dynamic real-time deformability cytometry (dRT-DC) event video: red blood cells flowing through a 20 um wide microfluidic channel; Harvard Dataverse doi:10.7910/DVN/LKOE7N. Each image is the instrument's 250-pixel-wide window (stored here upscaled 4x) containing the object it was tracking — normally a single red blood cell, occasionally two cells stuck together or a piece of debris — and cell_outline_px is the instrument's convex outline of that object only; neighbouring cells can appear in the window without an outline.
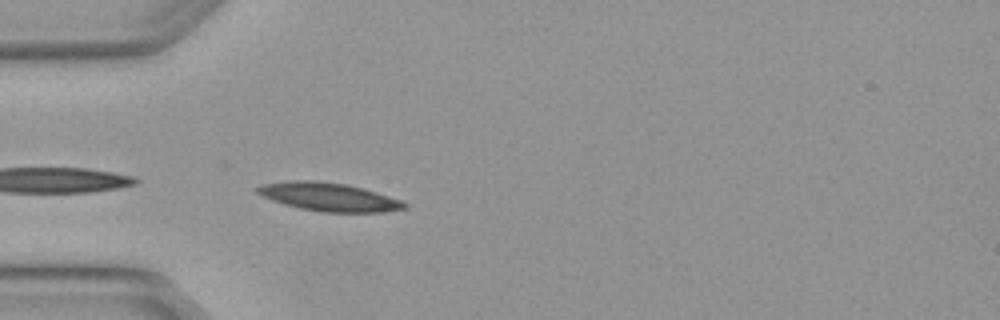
{"species": "Egyptian fruit bat (a non-hibernating species)", "species_latin": "Rousettus aegyptiacus", "temperature_condition": "warm", "stored_images_in_passage": 4, "camera_frame_rate_fps": 3000, "um_per_image_px": 0.085, "animal": {"sex": "female"}, "frame": {"image": 1, "passage_image": 4, "time_ms": 1.0, "image_size_px": [1000, 320], "cell_outline_px": [[408, 208], [384, 212], [320, 212], [300, 208], [284, 204], [272, 200], [256, 192], [256, 188], [260, 184], [292, 180], [316, 180], [344, 184], [376, 192], [400, 200], [408, 204]], "centroid_in_image_um": [27.94, 16.74], "position_along_channel_um": 57.1, "area_um2": 24.16}}